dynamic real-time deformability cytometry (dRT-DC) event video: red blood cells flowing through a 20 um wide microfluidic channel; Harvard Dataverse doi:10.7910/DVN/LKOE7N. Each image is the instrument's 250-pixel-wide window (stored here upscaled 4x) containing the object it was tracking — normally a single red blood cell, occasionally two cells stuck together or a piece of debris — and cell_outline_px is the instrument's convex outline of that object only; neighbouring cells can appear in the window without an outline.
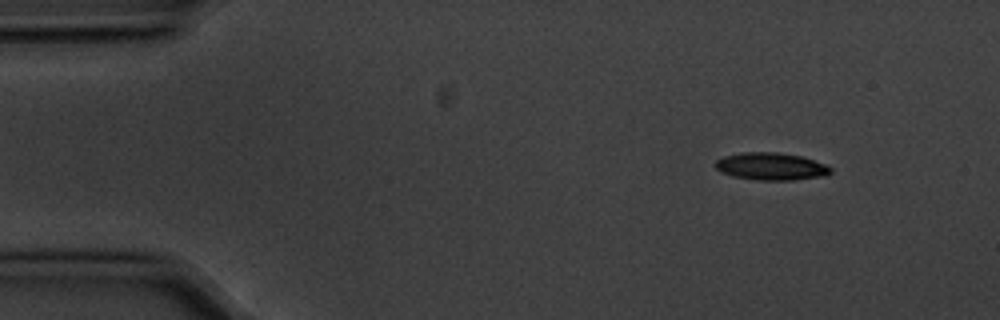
{"species": "common noctule bat (a hibernating species)", "species_latin": "Nyctalus noctula", "temperature_condition": "cold", "stored_images_in_passage": 8, "camera_frame_rate_fps": 3000, "um_per_image_px": 0.085, "animal": {"sex": "male", "body_mass_g": 20.1, "forearm_length_mm": 53.5}, "frame": {"image": 1, "passage_image": 1, "time_ms": 0.0, "image_size_px": [1000, 320], "cell_outline_px": [[832, 172], [824, 176], [796, 180], [756, 180], [732, 176], [720, 172], [716, 168], [716, 160], [724, 156], [744, 152], [776, 152], [800, 156], [828, 164], [832, 168]], "centroid_in_image_um": [65.57, 14.15], "position_along_channel_um": 19.4, "area_um2": 18.55}}
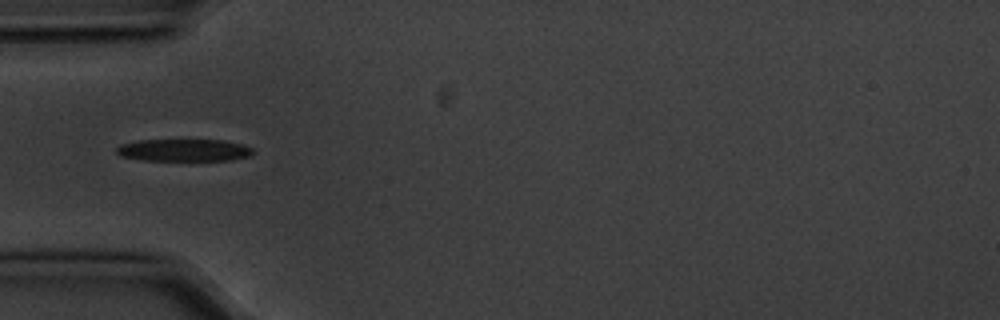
{"frame": {"image": 2, "passage_image": 4, "time_ms": 1.0, "image_size_px": [1000, 320], "cell_outline_px": [[256, 152], [252, 156], [232, 160], [144, 160], [120, 156], [116, 152], [116, 148], [120, 144], [140, 140], [224, 140], [240, 144], [252, 148]], "centroid_in_image_um": [15.66, 12.76], "position_along_channel_um": 69.3, "area_um2": 17.74}}
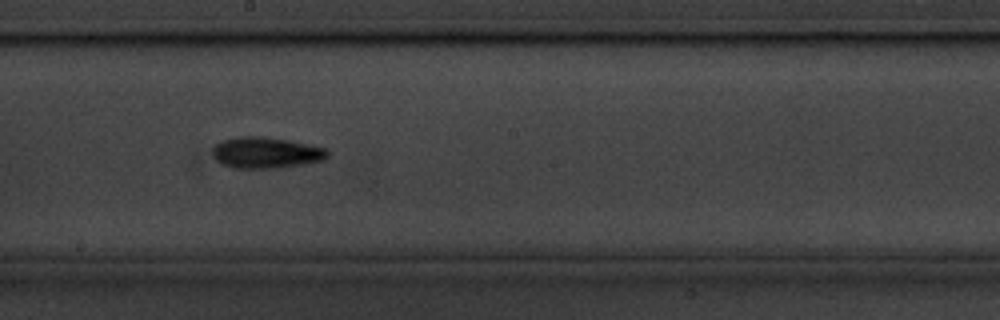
{"frame": {"image": 3, "passage_image": 8, "time_ms": 2.333, "image_size_px": [1000, 320], "cell_outline_px": [[328, 156], [324, 160], [304, 164], [276, 168], [232, 168], [220, 164], [216, 160], [212, 152], [212, 148], [216, 144], [224, 140], [240, 136], [260, 136], [288, 140], [328, 148]], "centroid_in_image_um": [22.61, 12.98], "position_along_channel_um": 225.6, "area_um2": 20.98}}